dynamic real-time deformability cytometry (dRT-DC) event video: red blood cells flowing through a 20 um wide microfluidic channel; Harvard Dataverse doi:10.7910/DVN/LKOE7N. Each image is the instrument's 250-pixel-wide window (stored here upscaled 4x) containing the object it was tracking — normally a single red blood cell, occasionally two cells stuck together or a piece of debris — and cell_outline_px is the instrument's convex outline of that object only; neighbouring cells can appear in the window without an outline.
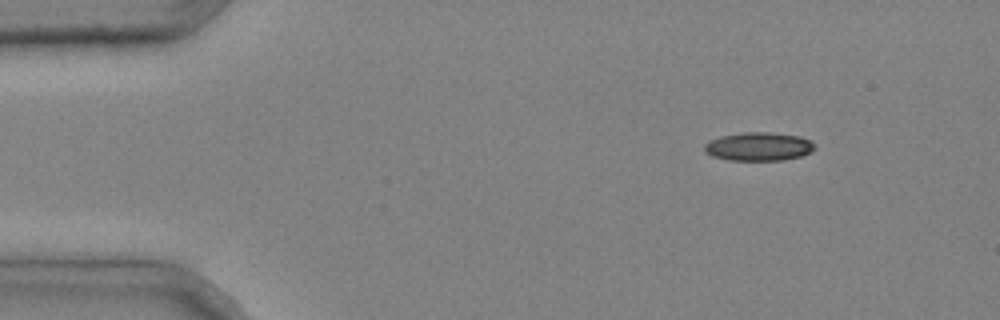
{"species": "common noctule bat (a hibernating species)", "species_latin": "Nyctalus noctula", "temperature_condition": "cold", "stored_images_in_passage": 3, "camera_frame_rate_fps": 3000, "um_per_image_px": 0.085, "animal": {"sex": "male", "body_mass_g": 20.4}, "frame": {"image": 1, "passage_image": 1, "time_ms": 0.0, "image_size_px": [1000, 320], "cell_outline_px": [[816, 148], [812, 152], [800, 156], [784, 160], [728, 160], [712, 156], [704, 148], [704, 144], [708, 140], [720, 136], [744, 132], [772, 132], [800, 136], [812, 140], [816, 144]], "centroid_in_image_um": [64.53, 12.44], "position_along_channel_um": 20.5, "area_um2": 18.55}}